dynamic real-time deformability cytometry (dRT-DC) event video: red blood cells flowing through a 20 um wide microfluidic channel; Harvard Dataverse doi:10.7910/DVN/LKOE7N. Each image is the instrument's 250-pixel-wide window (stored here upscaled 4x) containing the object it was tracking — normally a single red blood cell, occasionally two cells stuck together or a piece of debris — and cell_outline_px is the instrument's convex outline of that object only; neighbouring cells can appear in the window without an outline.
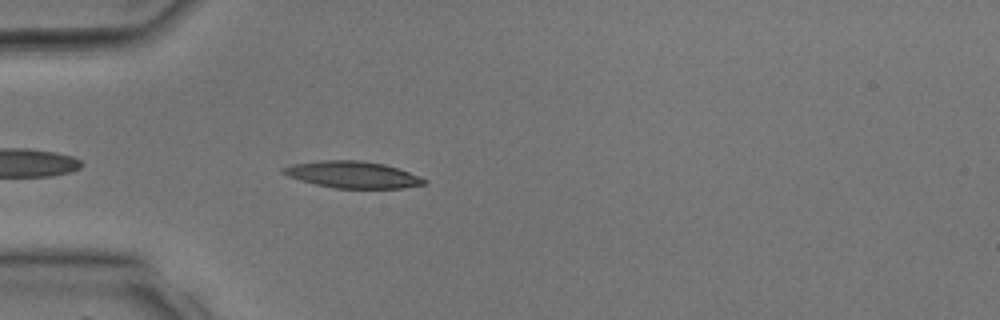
{"species": "common noctule bat (a hibernating species)", "species_latin": "Nyctalus noctula", "temperature_condition": "room temperature", "stored_images_in_passage": 26, "camera_frame_rate_fps": 3000, "um_per_image_px": 0.085, "animal": {"sex": "male", "body_mass_g": 17.9, "forearm_length_mm": 54.2}, "frame": {"image": 1, "passage_image": 2, "time_ms": 0.333, "image_size_px": [1000, 320], "cell_outline_px": [[428, 184], [400, 188], [336, 188], [316, 184], [300, 180], [288, 176], [280, 172], [280, 168], [292, 164], [320, 160], [360, 160], [384, 164], [420, 176], [428, 180]], "centroid_in_image_um": [29.96, 14.84], "position_along_channel_um": 55.0, "area_um2": 21.96}}
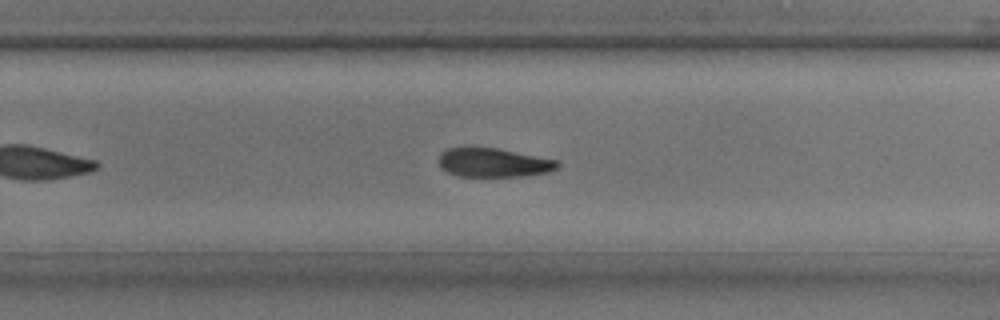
{"frame": {"image": 2, "passage_image": 14, "time_ms": 4.333, "image_size_px": [1000, 320], "cell_outline_px": [[560, 164], [556, 168], [548, 172], [520, 176], [460, 176], [448, 172], [440, 168], [440, 152], [448, 148], [496, 148], [560, 160]], "centroid_in_image_um": [41.97, 13.82], "position_along_channel_um": 287.8, "area_um2": 19.83}}
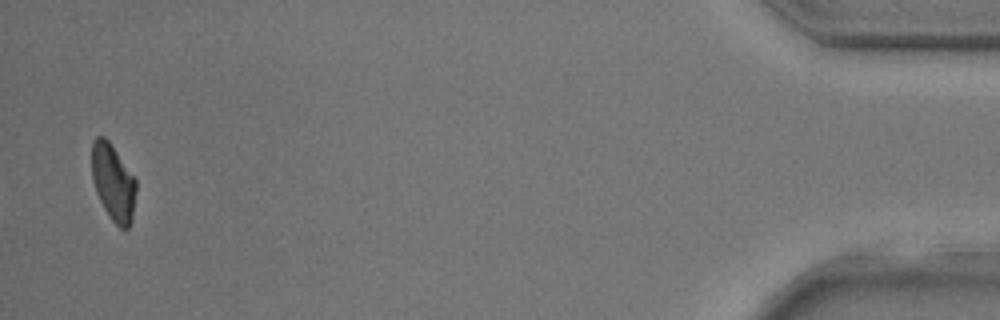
{"frame": {"image": 3, "passage_image": 25, "time_ms": 8.0, "image_size_px": [1000, 320], "cell_outline_px": [[136, 192], [132, 220], [128, 228], [120, 228], [112, 220], [104, 208], [96, 192], [92, 176], [92, 140], [96, 136], [104, 136], [108, 140], [136, 180]], "centroid_in_image_um": [9.62, 15.5], "position_along_channel_um": 425.6, "area_um2": 19.59}}